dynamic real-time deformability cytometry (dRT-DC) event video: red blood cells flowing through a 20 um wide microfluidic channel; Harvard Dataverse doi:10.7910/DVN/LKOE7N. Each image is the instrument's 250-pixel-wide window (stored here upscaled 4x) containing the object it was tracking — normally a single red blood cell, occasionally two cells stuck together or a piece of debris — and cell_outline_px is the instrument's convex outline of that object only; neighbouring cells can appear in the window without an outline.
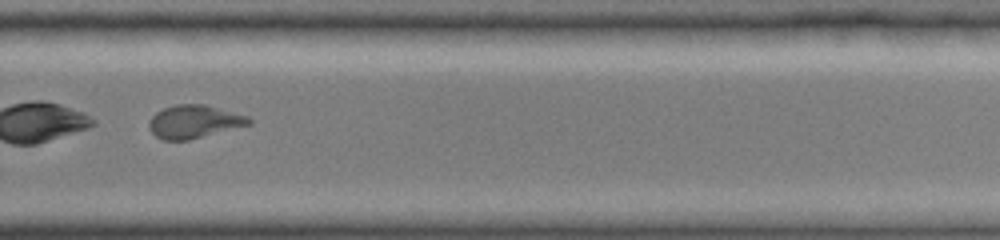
{"species": "common noctule bat (a hibernating species)", "species_latin": "Nyctalus noctula", "temperature_condition": "cold", "stored_images_in_passage": 28, "camera_frame_rate_fps": 3000, "um_per_image_px": 0.085, "animal": {"sex": "female", "body_mass_g": 19.0, "forearm_length_mm": 51.5}, "frame": {"image": 1, "passage_image": 24, "time_ms": 6.667, "image_size_px": [1000, 240], "cell_outline_px": [[252, 124], [188, 140], [164, 140], [156, 136], [148, 128], [148, 120], [156, 112], [164, 108], [176, 104], [204, 104], [248, 116], [252, 120]], "centroid_in_image_um": [16.48, 10.34], "position_along_channel_um": 313.3, "area_um2": 19.25}}
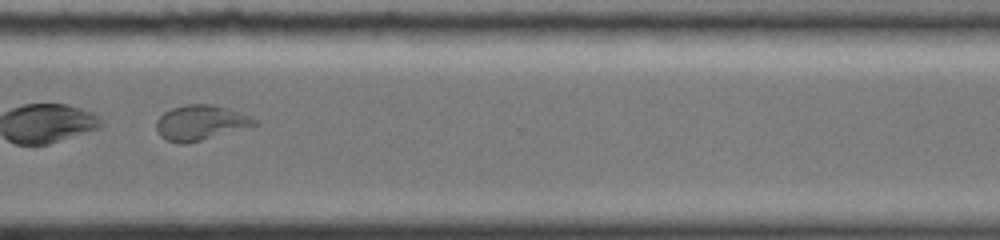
{"frame": {"image": 2, "passage_image": 27, "time_ms": 7.667, "image_size_px": [1000, 240], "cell_outline_px": [[260, 124], [200, 140], [184, 144], [180, 144], [168, 140], [160, 136], [156, 132], [156, 120], [164, 112], [172, 108], [184, 104], [212, 104], [228, 108], [252, 116], [260, 120]], "centroid_in_image_um": [17.06, 10.41], "position_along_channel_um": 353.5, "area_um2": 20.17}}